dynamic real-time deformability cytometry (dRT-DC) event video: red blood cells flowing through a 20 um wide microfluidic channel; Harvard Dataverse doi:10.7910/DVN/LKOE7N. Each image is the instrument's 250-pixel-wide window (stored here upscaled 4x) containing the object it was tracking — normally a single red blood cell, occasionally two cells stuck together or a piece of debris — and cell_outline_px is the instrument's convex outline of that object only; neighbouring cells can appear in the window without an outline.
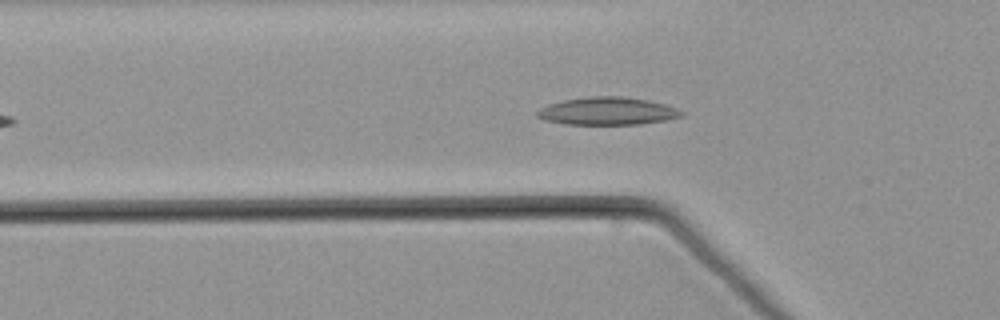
{"species": "common noctule bat (a hibernating species)", "species_latin": "Nyctalus noctula", "temperature_condition": "warm", "stored_images_in_passage": 46, "camera_frame_rate_fps": 3000, "um_per_image_px": 0.085, "animal": {"sex": "male", "body_mass_g": 21.5, "forearm_length_mm": 52.0}, "frame": {"image": 1, "passage_image": 10, "time_ms": 3.0, "image_size_px": [1000, 320], "cell_outline_px": [[684, 116], [664, 120], [640, 124], [564, 124], [544, 120], [536, 116], [536, 112], [540, 108], [548, 104], [564, 100], [592, 96], [620, 96], [648, 100], [668, 104], [684, 112]], "centroid_in_image_um": [51.64, 9.44], "position_along_channel_um": 74.2, "area_um2": 23.35}}
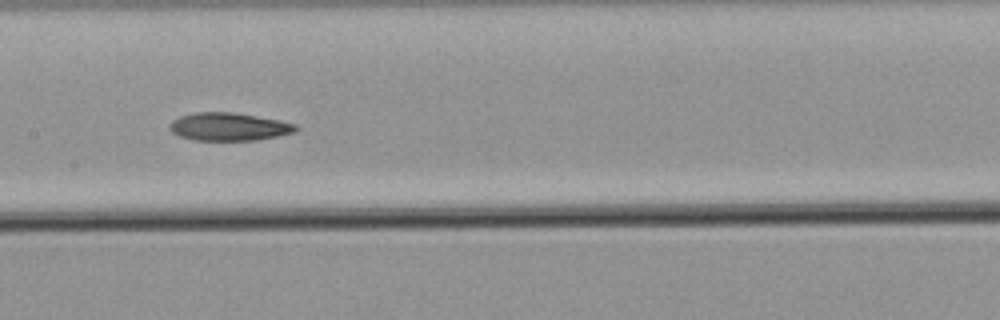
{"frame": {"image": 2, "passage_image": 19, "time_ms": 6.0, "image_size_px": [1000, 320], "cell_outline_px": [[300, 128], [296, 132], [256, 140], [196, 140], [180, 136], [172, 132], [168, 128], [172, 120], [180, 116], [196, 112], [232, 112], [280, 120], [296, 124]], "centroid_in_image_um": [19.47, 10.77], "position_along_channel_um": 187.9, "area_um2": 20.52}}
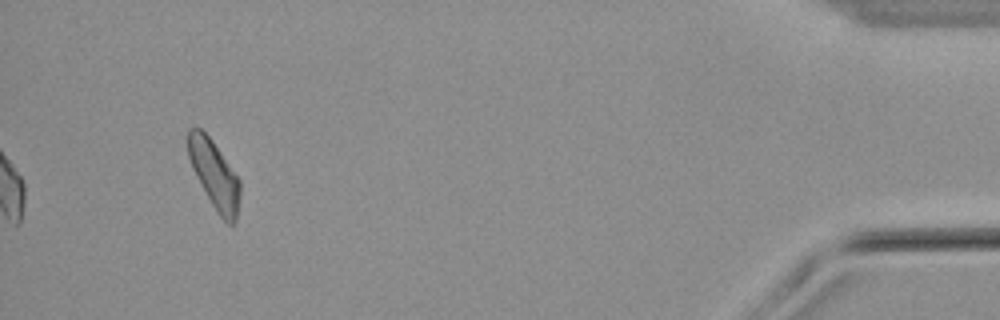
{"frame": {"image": 3, "passage_image": 43, "time_ms": 14.0, "image_size_px": [1000, 320], "cell_outline_px": [[240, 196], [236, 220], [232, 224], [228, 224], [220, 216], [212, 204], [192, 168], [188, 156], [188, 128], [200, 128], [212, 140], [240, 180]], "centroid_in_image_um": [18.23, 14.84], "position_along_channel_um": 417.0, "area_um2": 20.23}}